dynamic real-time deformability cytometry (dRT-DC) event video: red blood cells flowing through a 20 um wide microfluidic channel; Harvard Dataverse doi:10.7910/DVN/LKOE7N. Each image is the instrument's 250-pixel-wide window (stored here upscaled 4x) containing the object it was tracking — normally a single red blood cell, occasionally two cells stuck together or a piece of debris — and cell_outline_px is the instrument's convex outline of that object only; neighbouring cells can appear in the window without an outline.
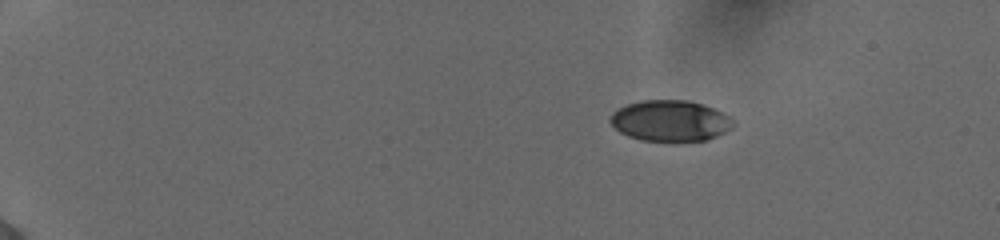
{"species": "human", "species_latin": "Homo sapiens", "temperature_condition": "cold", "stored_images_in_passage": 46, "camera_frame_rate_fps": 3000, "um_per_image_px": 0.085, "donor": {"sex": "female"}, "frame": {"image": 1, "passage_image": 1, "time_ms": 0.0, "image_size_px": [1000, 240], "cell_outline_px": [[736, 124], [732, 128], [708, 140], [640, 140], [628, 136], [620, 132], [608, 120], [612, 112], [628, 104], [644, 100], [688, 100], [704, 104], [724, 112], [732, 116]], "centroid_in_image_um": [57.02, 10.25], "position_along_channel_um": 28.0, "area_um2": 29.42}}
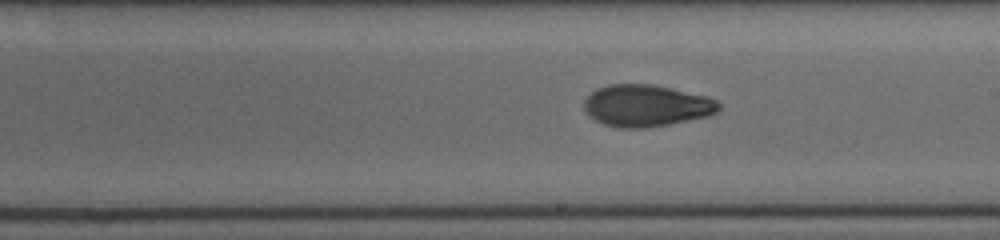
{"frame": {"image": 2, "passage_image": 26, "time_ms": 8.333, "image_size_px": [1000, 240], "cell_outline_px": [[720, 108], [716, 112], [708, 116], [668, 124], [644, 128], [620, 128], [604, 124], [596, 120], [584, 108], [584, 100], [596, 88], [608, 84], [652, 84], [704, 96], [716, 100], [720, 104]], "centroid_in_image_um": [54.92, 8.98], "position_along_channel_um": 234.1, "area_um2": 32.43}}
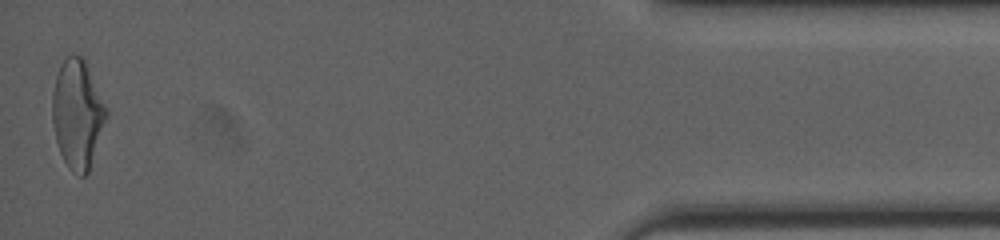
{"frame": {"image": 3, "passage_image": 46, "time_ms": 15.0, "image_size_px": [1000, 240], "cell_outline_px": [[108, 116], [88, 172], [84, 176], [80, 176], [72, 172], [68, 168], [60, 152], [56, 140], [52, 120], [52, 92], [56, 76], [60, 64], [68, 56], [80, 56], [84, 60], [108, 108]], "centroid_in_image_um": [6.59, 9.72], "position_along_channel_um": 428.6, "area_um2": 34.1}, "authors_computed_cell_mechanics": {"area_um2": 32.2524, "velocity_mm_per_s": 3.8954, "shape_relaxation_time_tau1_ms": 5.8, "shape_relaxation_time_tau2_ms": 2.2217, "deformation_change_tau1": 0.1838, "deformation_change_tau2": 0.075}}